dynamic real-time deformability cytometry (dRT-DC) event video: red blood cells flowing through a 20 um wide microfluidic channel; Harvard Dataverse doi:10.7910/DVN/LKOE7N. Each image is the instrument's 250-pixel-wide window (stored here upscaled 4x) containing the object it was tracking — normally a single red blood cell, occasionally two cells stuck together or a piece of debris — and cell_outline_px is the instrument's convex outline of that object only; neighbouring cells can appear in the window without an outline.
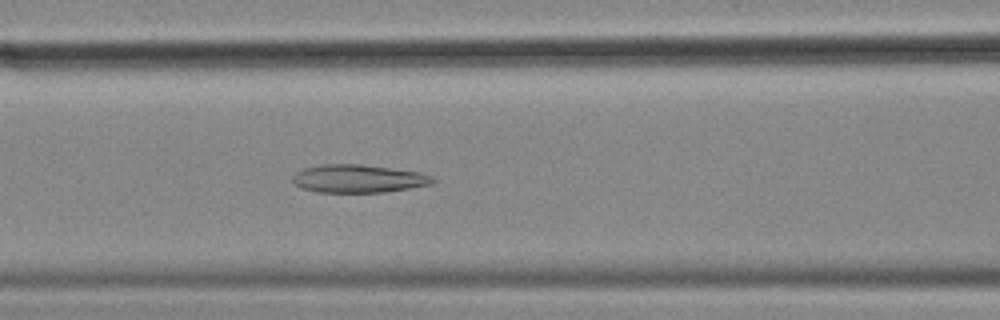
{"species": "common noctule bat (a hibernating species)", "species_latin": "Nyctalus noctula", "temperature_condition": "cold", "stored_images_in_passage": 56, "camera_frame_rate_fps": 3000, "um_per_image_px": 0.085, "animal": {"sex": "female", "body_mass_g": 18.4}, "frame": {"image": 1, "passage_image": 23, "time_ms": 7.333, "image_size_px": [1000, 320], "cell_outline_px": [[436, 180], [432, 184], [384, 192], [316, 192], [304, 188], [296, 184], [292, 180], [292, 176], [296, 172], [304, 168], [324, 164], [360, 164], [420, 172], [432, 176]], "centroid_in_image_um": [30.47, 15.18], "position_along_channel_um": 136.1, "area_um2": 22.72}}
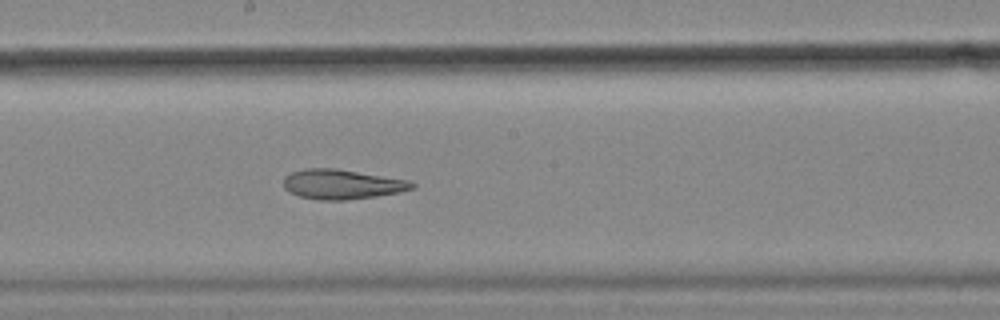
{"frame": {"image": 2, "passage_image": 30, "time_ms": 9.667, "image_size_px": [1000, 320], "cell_outline_px": [[416, 188], [400, 192], [344, 200], [320, 200], [300, 196], [288, 192], [284, 188], [284, 176], [292, 172], [304, 168], [336, 168], [412, 180], [416, 184]], "centroid_in_image_um": [29.09, 15.65], "position_along_channel_um": 219.1, "area_um2": 22.43}}
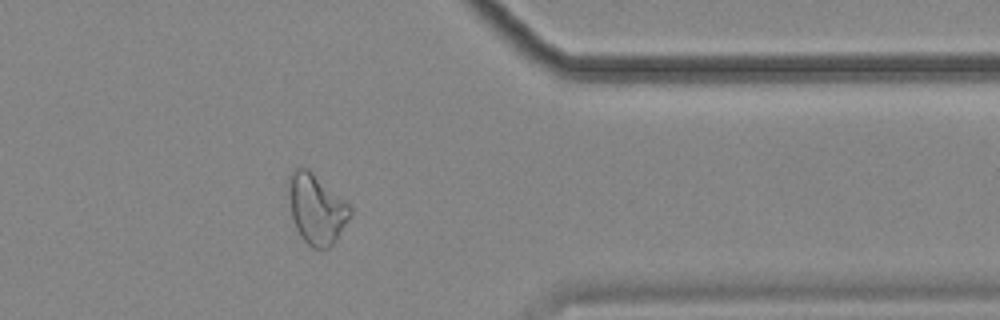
{"frame": {"image": 3, "passage_image": 45, "time_ms": 14.667, "image_size_px": [1000, 320], "cell_outline_px": [[352, 212], [348, 220], [336, 240], [328, 248], [312, 248], [300, 236], [296, 228], [292, 216], [288, 196], [288, 176], [300, 164], [308, 168], [344, 200], [352, 208]], "centroid_in_image_um": [26.87, 17.73], "position_along_channel_um": 384.5, "area_um2": 25.03}, "authors_computed_cell_mechanics": {"area_um2": 27.1082, "velocity_mm_per_s": 3.5807, "shape_relaxation_time_tau1_ms": null, "shape_relaxation_time_tau2_ms": 4.4882, "deformation_change_tau1": null, "deformation_change_tau2": 0.1432}}